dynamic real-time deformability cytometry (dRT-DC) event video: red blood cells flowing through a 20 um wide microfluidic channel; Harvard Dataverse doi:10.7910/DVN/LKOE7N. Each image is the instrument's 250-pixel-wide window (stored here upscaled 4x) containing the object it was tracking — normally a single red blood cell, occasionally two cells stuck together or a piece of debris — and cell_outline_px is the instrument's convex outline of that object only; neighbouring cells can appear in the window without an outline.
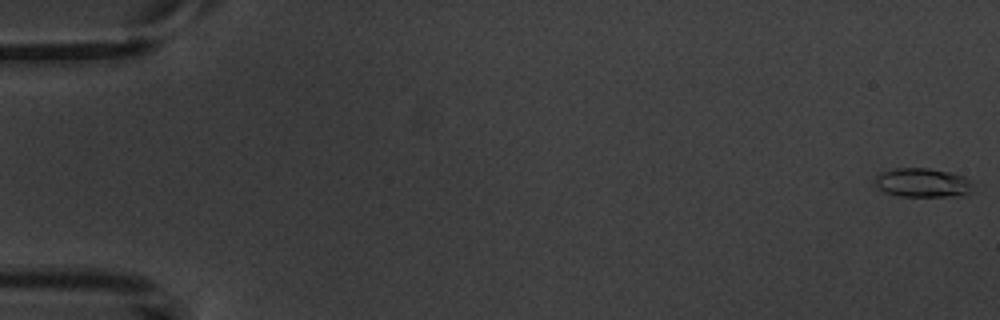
{"species": "common noctule bat (a hibernating species)", "species_latin": "Nyctalus noctula", "temperature_condition": "warm", "stored_images_in_passage": 9, "camera_frame_rate_fps": 3000, "um_per_image_px": 0.085, "animal": {"sex": "male", "body_mass_g": 20.1, "forearm_length_mm": 53.5}, "frame": {"image": 1, "passage_image": 1, "time_ms": 0.0, "image_size_px": [1000, 320], "cell_outline_px": [[976, 192], [964, 196], [896, 196], [884, 192], [876, 184], [876, 176], [880, 172], [896, 168], [928, 168], [948, 172], [964, 176], [972, 180], [976, 184]], "centroid_in_image_um": [78.55, 15.55], "position_along_channel_um": 6.4, "area_um2": 17.05}}
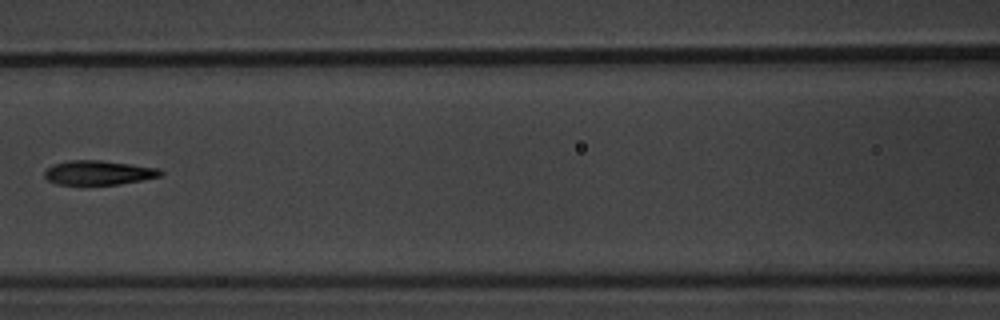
{"frame": {"image": 2, "passage_image": 8, "time_ms": 8.333, "image_size_px": [1000, 320], "cell_outline_px": [[164, 172], [160, 176], [120, 184], [56, 184], [48, 180], [44, 176], [44, 172], [52, 164], [68, 160], [100, 160], [160, 168]], "centroid_in_image_um": [8.36, 14.66], "position_along_channel_um": 158.2, "area_um2": 16.36}}
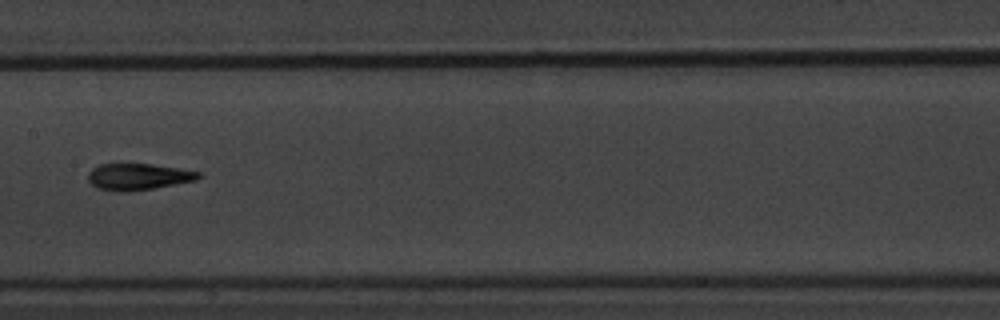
{"frame": {"image": 3, "passage_image": 9, "time_ms": 9.333, "image_size_px": [1000, 320], "cell_outline_px": [[204, 176], [196, 180], [156, 188], [128, 192], [116, 192], [96, 188], [88, 180], [88, 172], [92, 168], [100, 164], [152, 164], [204, 172]], "centroid_in_image_um": [11.78, 15.03], "position_along_channel_um": 195.6, "area_um2": 17.4}}